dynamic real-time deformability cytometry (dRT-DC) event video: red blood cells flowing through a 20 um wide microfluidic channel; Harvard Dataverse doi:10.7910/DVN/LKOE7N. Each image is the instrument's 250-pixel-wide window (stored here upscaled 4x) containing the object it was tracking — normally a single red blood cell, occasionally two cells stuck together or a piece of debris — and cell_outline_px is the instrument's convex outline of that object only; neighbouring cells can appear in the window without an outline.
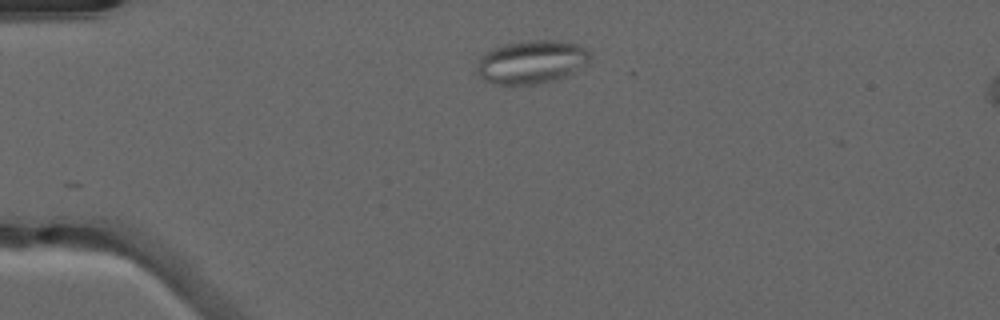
{"species": "common noctule bat (a hibernating species)", "species_latin": "Nyctalus noctula", "temperature_condition": "warm", "stored_images_in_passage": 18, "camera_frame_rate_fps": 3000, "um_per_image_px": 0.085, "animal": {"sex": "male", "forearm_length_mm": 52.5}, "frame": {"image": 1, "passage_image": 1, "time_ms": 0.0, "image_size_px": [1000, 320], "cell_outline_px": [[592, 56], [588, 64], [556, 80], [536, 84], [492, 84], [484, 80], [476, 72], [476, 68], [480, 56], [484, 52], [504, 44], [528, 40], [552, 40], [580, 44], [588, 48]], "centroid_in_image_um": [45.19, 5.26], "position_along_channel_um": 39.8, "area_um2": 28.9}}
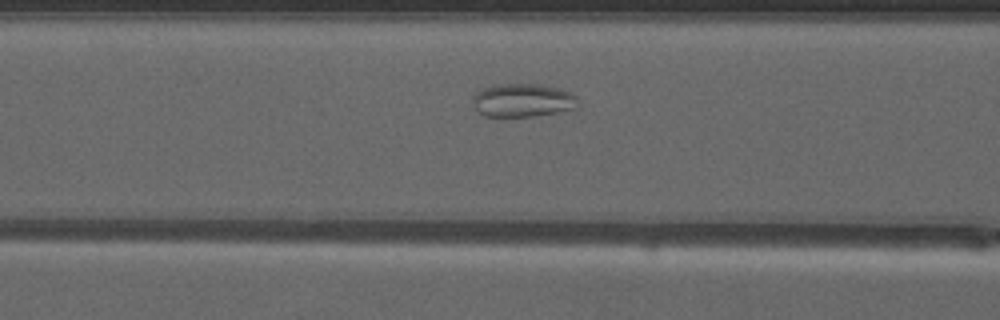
{"frame": {"image": 2, "passage_image": 10, "time_ms": 3.0, "image_size_px": [1000, 320], "cell_outline_px": [[576, 108], [560, 112], [536, 116], [484, 116], [476, 112], [472, 104], [472, 96], [476, 92], [484, 88], [500, 84], [536, 84], [560, 88], [572, 92], [576, 96]], "centroid_in_image_um": [44.41, 8.53], "position_along_channel_um": 122.2, "area_um2": 20.63}}